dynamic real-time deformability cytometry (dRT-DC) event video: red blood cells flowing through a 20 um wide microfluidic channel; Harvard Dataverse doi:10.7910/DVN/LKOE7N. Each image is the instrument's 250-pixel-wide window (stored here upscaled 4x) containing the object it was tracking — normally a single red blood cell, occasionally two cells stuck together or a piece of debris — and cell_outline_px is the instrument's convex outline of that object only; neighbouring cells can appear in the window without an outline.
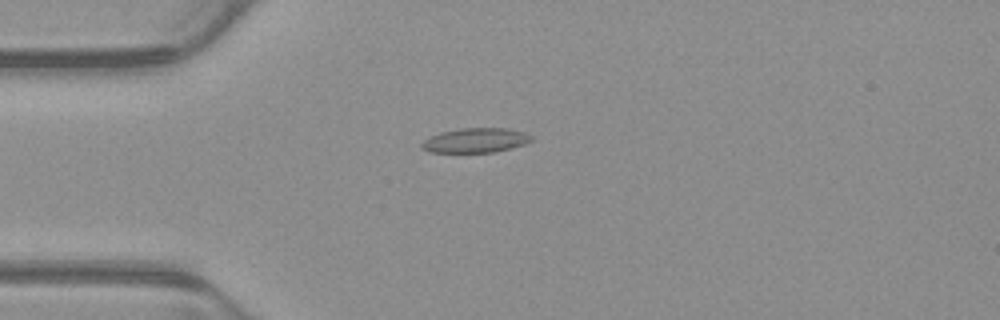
{"species": "common noctule bat (a hibernating species)", "species_latin": "Nyctalus noctula", "temperature_condition": "warm", "stored_images_in_passage": 53, "camera_frame_rate_fps": 3000, "um_per_image_px": 0.085, "animal": {"sex": "male", "body_mass_g": 23.1, "forearm_length_mm": 52.7}, "frame": {"image": 1, "passage_image": 14, "time_ms": 4.333, "image_size_px": [1000, 320], "cell_outline_px": [[532, 140], [524, 144], [512, 148], [492, 152], [428, 152], [420, 148], [420, 144], [424, 140], [440, 132], [460, 128], [504, 128], [524, 132], [532, 136]], "centroid_in_image_um": [40.39, 11.93], "position_along_channel_um": 44.6, "area_um2": 15.66}}
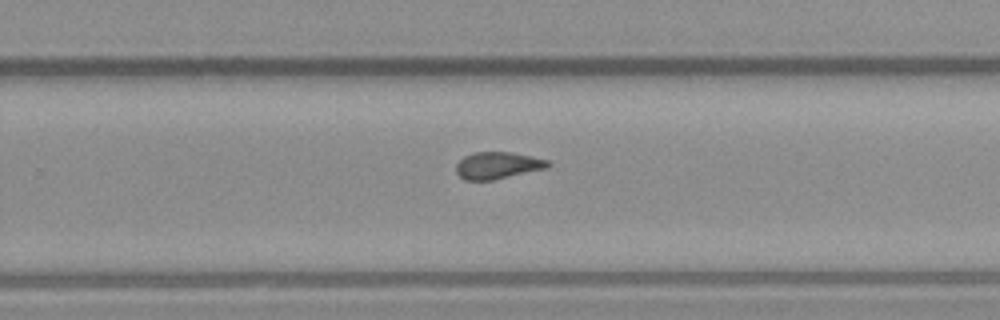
{"frame": {"image": 2, "passage_image": 34, "time_ms": 11.0, "image_size_px": [1000, 320], "cell_outline_px": [[552, 164], [548, 168], [492, 180], [464, 180], [456, 172], [456, 164], [464, 156], [476, 152], [512, 152], [532, 156], [548, 160]], "centroid_in_image_um": [42.32, 14.06], "position_along_channel_um": 287.5, "area_um2": 14.45}}
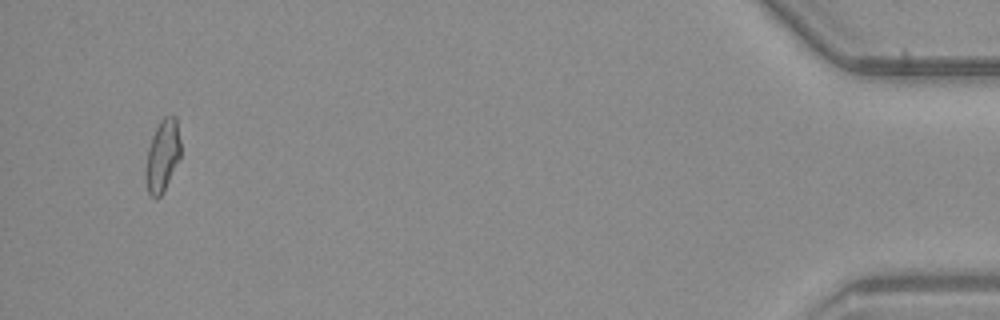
{"frame": {"image": 3, "passage_image": 51, "time_ms": 16.667, "image_size_px": [1000, 320], "cell_outline_px": [[180, 160], [160, 196], [156, 200], [148, 196], [144, 176], [144, 172], [148, 148], [152, 136], [160, 120], [164, 116], [176, 116], [180, 140]], "centroid_in_image_um": [13.79, 13.28], "position_along_channel_um": 421.4, "area_um2": 14.97}, "authors_computed_cell_mechanics": {"area_um2": 15.028, "velocity_mm_per_s": 3.8998, "shape_relaxation_time_tau1_ms": null, "shape_relaxation_time_tau2_ms": 1.9007, "deformation_change_tau1": null, "deformation_change_tau2": 0.0718}}